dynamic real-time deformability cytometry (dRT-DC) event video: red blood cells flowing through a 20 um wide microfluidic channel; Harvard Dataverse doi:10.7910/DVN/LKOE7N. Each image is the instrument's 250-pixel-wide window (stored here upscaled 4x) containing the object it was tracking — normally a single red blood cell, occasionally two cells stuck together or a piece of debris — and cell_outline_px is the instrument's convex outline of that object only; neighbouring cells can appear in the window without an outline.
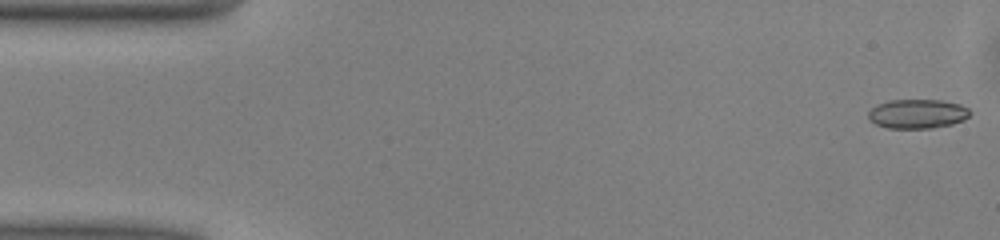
{"species": "common noctule bat (a hibernating species)", "species_latin": "Nyctalus noctula", "temperature_condition": "warm", "stored_images_in_passage": 50, "camera_frame_rate_fps": 3000, "um_per_image_px": 0.085, "animal": {"sex": "male", "body_mass_g": 13.0, "forearm_length_mm": 53.1}, "frame": {"image": 1, "passage_image": 1, "time_ms": 0.0, "image_size_px": [1000, 240], "cell_outline_px": [[972, 112], [964, 120], [952, 124], [932, 128], [888, 128], [876, 124], [868, 120], [868, 112], [876, 104], [888, 100], [940, 100], [960, 104], [968, 108]], "centroid_in_image_um": [77.97, 9.67], "position_along_channel_um": 7.0, "area_um2": 17.46}}
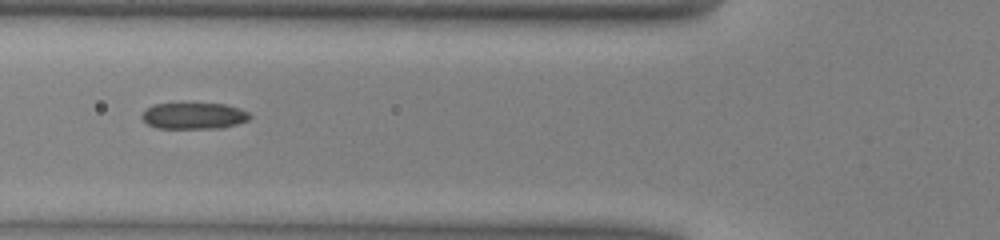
{"frame": {"image": 2, "passage_image": 18, "time_ms": 5.667, "image_size_px": [1000, 240], "cell_outline_px": [[252, 116], [248, 120], [224, 128], [156, 128], [148, 124], [140, 116], [144, 108], [152, 104], [224, 104], [240, 108], [248, 112]], "centroid_in_image_um": [16.46, 9.85], "position_along_channel_um": 109.3, "area_um2": 16.65}}
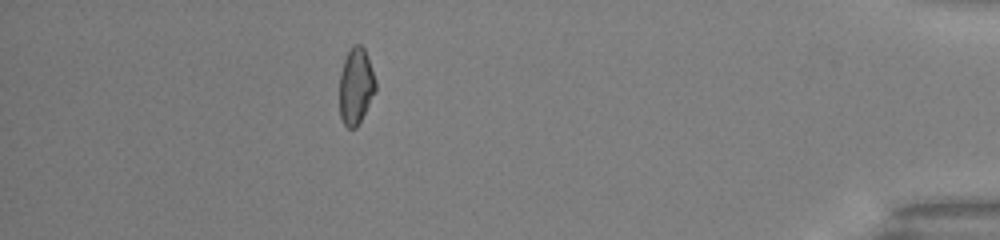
{"frame": {"image": 3, "passage_image": 44, "time_ms": 14.333, "image_size_px": [1000, 240], "cell_outline_px": [[376, 92], [356, 128], [348, 128], [344, 124], [340, 116], [340, 72], [344, 60], [352, 44], [360, 44], [364, 48], [376, 80]], "centroid_in_image_um": [30.25, 7.32], "position_along_channel_um": 404.9, "area_um2": 16.07}, "authors_computed_cell_mechanics": {"area_um2": 17.051, "velocity_mm_per_s": 4.0803, "shape_relaxation_time_tau1_ms": 5.2948, "shape_relaxation_time_tau2_ms": 3.3412, "deformation_change_tau1": 0.1272, "deformation_change_tau2": 0.1038}}